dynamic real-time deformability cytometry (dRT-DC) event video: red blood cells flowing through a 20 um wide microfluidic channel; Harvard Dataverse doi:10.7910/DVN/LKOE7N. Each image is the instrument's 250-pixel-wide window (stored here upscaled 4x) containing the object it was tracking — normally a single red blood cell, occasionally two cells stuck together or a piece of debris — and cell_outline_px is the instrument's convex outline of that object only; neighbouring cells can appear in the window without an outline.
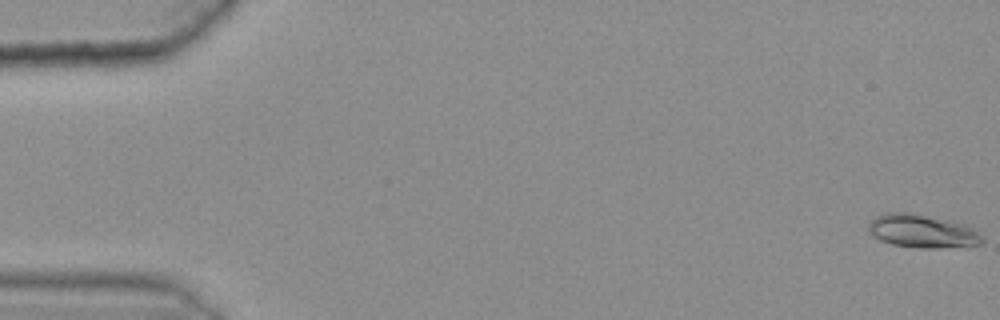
{"species": "common noctule bat (a hibernating species)", "species_latin": "Nyctalus noctula", "temperature_condition": "warm", "stored_images_in_passage": 48, "camera_frame_rate_fps": 3000, "um_per_image_px": 0.085, "animal": {"sex": "female", "body_mass_g": 25.1}, "frame": {"image": 1, "passage_image": 1, "time_ms": 0.0, "image_size_px": [1000, 320], "cell_outline_px": [[984, 240], [980, 244], [936, 248], [916, 248], [892, 244], [880, 240], [872, 236], [868, 232], [868, 224], [876, 216], [884, 212], [912, 212], [948, 220], [964, 224], [972, 228], [984, 236]], "centroid_in_image_um": [78.35, 19.64], "position_along_channel_um": 6.6, "area_um2": 22.2}}
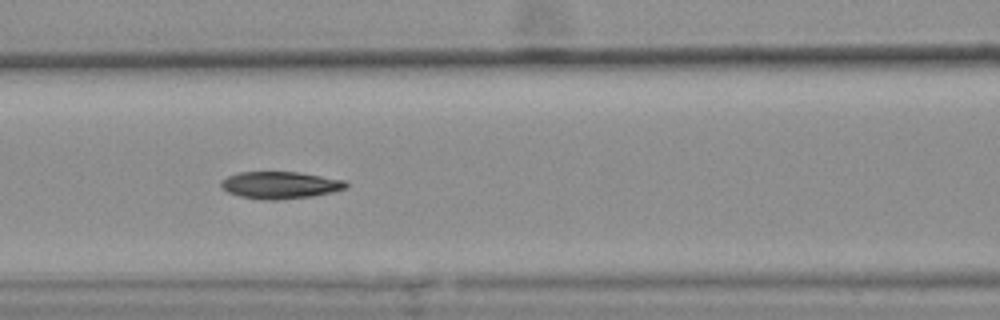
{"frame": {"image": 2, "passage_image": 25, "time_ms": 8.0, "image_size_px": [1000, 320], "cell_outline_px": [[348, 188], [332, 192], [312, 196], [280, 200], [264, 200], [240, 196], [228, 192], [220, 188], [220, 180], [228, 176], [240, 172], [300, 172], [344, 180], [348, 184]], "centroid_in_image_um": [23.8, 15.73], "position_along_channel_um": 142.8, "area_um2": 19.88}}
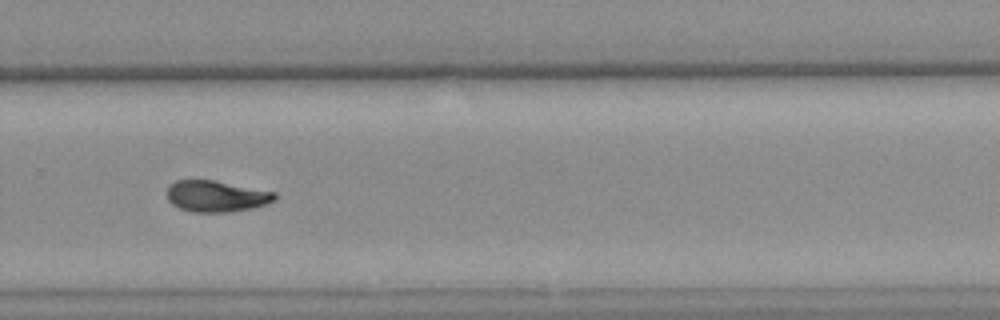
{"frame": {"image": 3, "passage_image": 39, "time_ms": 12.667, "image_size_px": [1000, 320], "cell_outline_px": [[276, 200], [268, 204], [252, 208], [228, 212], [192, 212], [180, 208], [172, 204], [168, 200], [168, 184], [176, 180], [212, 180], [276, 192]], "centroid_in_image_um": [18.39, 16.68], "position_along_channel_um": 311.4, "area_um2": 19.65}, "authors_computed_cell_mechanics": {"area_um2": 19.8832, "velocity_mm_per_s": 3.6263, "shape_relaxation_time_tau1_ms": 6.6611, "shape_relaxation_time_tau2_ms": 5.2259, "deformation_change_tau1": 0.1904, "deformation_change_tau2": 0.1002}}